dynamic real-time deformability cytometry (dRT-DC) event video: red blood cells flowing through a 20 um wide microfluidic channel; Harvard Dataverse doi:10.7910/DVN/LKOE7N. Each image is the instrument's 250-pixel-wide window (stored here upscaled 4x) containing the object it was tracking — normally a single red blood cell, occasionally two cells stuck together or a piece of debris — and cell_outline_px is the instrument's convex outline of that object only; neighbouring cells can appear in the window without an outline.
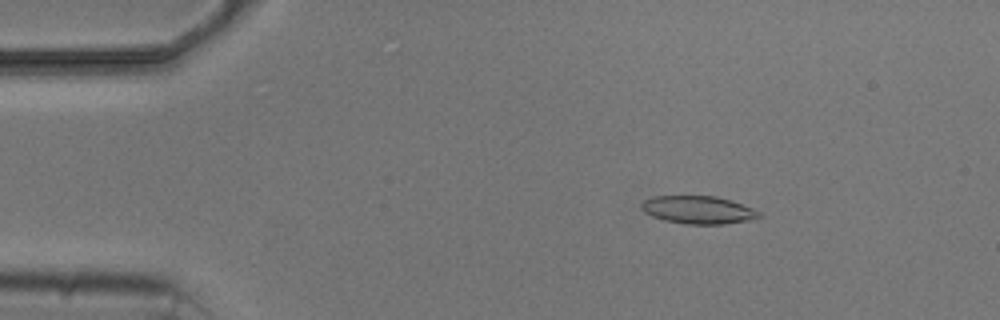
{"species": "common noctule bat (a hibernating species)", "species_latin": "Nyctalus noctula", "temperature_condition": "cold", "stored_images_in_passage": 4, "camera_frame_rate_fps": 3000, "um_per_image_px": 0.085, "animal": {"sex": "male", "body_mass_g": 20.5, "forearm_length_mm": 52.5}, "frame": {"image": 1, "passage_image": 2, "time_ms": 1.333, "image_size_px": [1000, 320], "cell_outline_px": [[764, 216], [748, 220], [724, 224], [684, 224], [664, 220], [652, 216], [644, 212], [640, 208], [640, 204], [644, 200], [652, 196], [716, 196], [752, 208], [760, 212]], "centroid_in_image_um": [59.31, 17.84], "position_along_channel_um": 25.7, "area_um2": 19.07}}
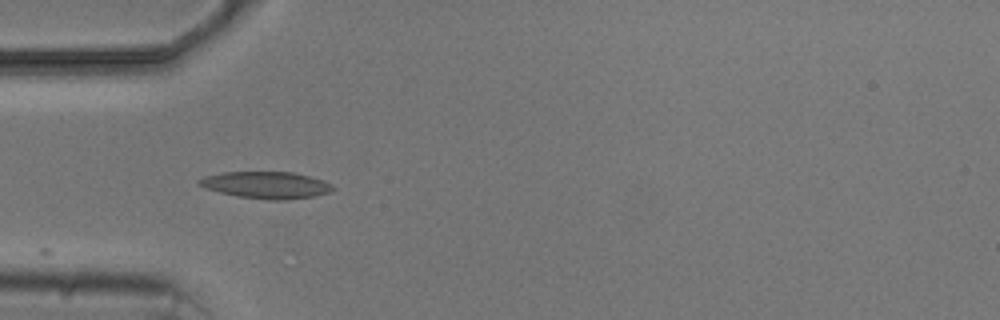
{"frame": {"image": 2, "passage_image": 4, "time_ms": 4.0, "image_size_px": [1000, 320], "cell_outline_px": [[336, 188], [328, 192], [312, 196], [284, 200], [268, 200], [240, 196], [220, 192], [204, 188], [196, 184], [196, 180], [204, 176], [224, 172], [292, 172], [308, 176], [332, 184]], "centroid_in_image_um": [22.57, 15.72], "position_along_channel_um": 62.4, "area_um2": 20.75}}